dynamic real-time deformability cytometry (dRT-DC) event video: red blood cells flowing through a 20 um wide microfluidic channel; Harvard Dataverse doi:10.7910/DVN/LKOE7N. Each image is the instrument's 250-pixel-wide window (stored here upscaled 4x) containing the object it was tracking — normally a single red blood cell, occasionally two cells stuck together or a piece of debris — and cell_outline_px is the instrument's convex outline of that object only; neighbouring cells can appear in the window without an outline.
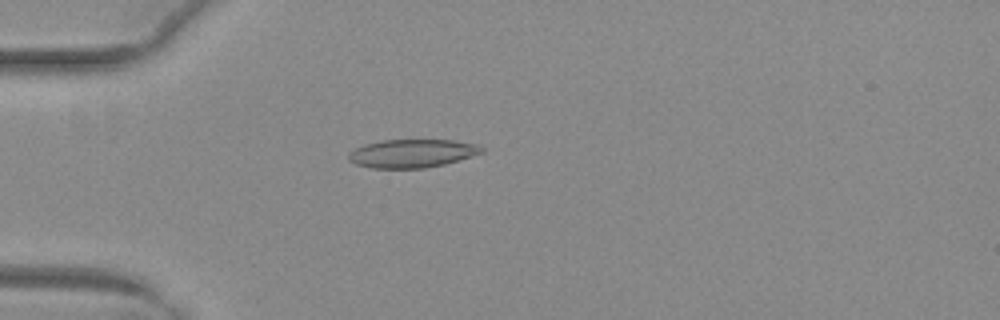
{"species": "common noctule bat (a hibernating species)", "species_latin": "Nyctalus noctula", "temperature_condition": "warm", "stored_images_in_passage": 40, "camera_frame_rate_fps": 3000, "um_per_image_px": 0.085, "animal": {"sex": "female", "body_mass_g": 29.2, "forearm_length_mm": 56.3}, "frame": {"image": 1, "passage_image": 3, "time_ms": 0.667, "image_size_px": [1000, 320], "cell_outline_px": [[484, 152], [444, 164], [424, 168], [372, 168], [356, 164], [348, 160], [348, 152], [364, 144], [380, 140], [452, 140], [476, 144], [484, 148]], "centroid_in_image_um": [34.99, 13.03], "position_along_channel_um": 50.0, "area_um2": 21.91}}
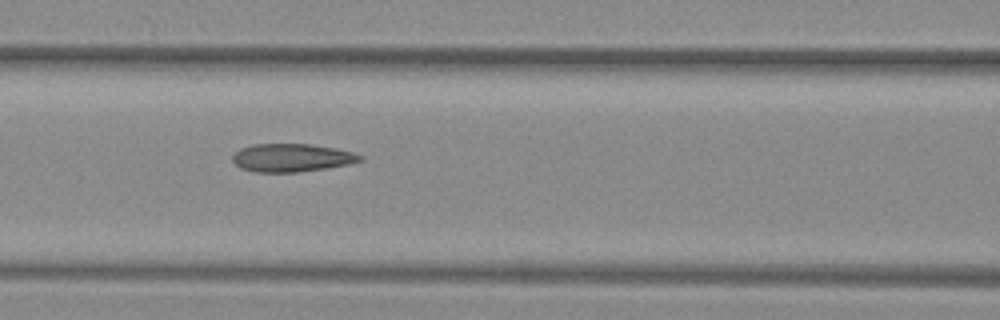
{"frame": {"image": 2, "passage_image": 11, "time_ms": 3.333, "image_size_px": [1000, 320], "cell_outline_px": [[364, 160], [348, 164], [328, 168], [296, 172], [256, 172], [240, 168], [232, 160], [232, 156], [240, 148], [252, 144], [308, 144], [336, 148], [352, 152], [364, 156]], "centroid_in_image_um": [24.8, 13.41], "position_along_channel_um": 141.8, "area_um2": 20.92}}
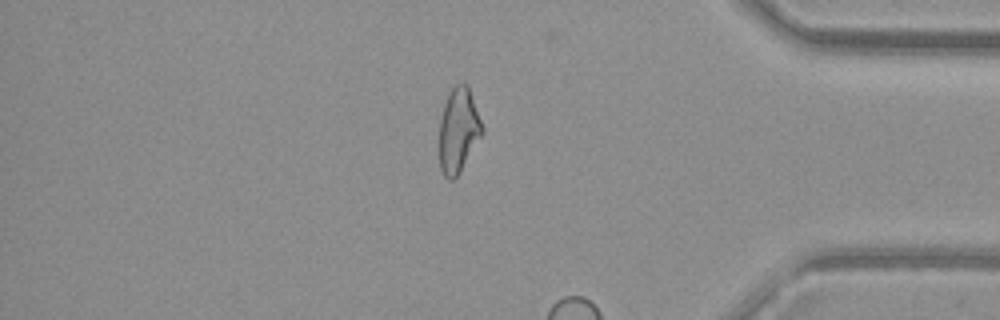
{"frame": {"image": 3, "passage_image": 32, "time_ms": 10.333, "image_size_px": [1000, 320], "cell_outline_px": [[484, 132], [460, 172], [452, 180], [448, 180], [444, 176], [440, 168], [440, 116], [448, 92], [460, 80], [468, 84], [484, 128]], "centroid_in_image_um": [38.98, 11.03], "position_along_channel_um": 396.2, "area_um2": 21.39}, "authors_computed_cell_mechanics": {"area_um2": 21.097, "velocity_mm_per_s": 3.0779, "shape_relaxation_time_tau1_ms": 4.0162, "shape_relaxation_time_tau2_ms": null, "deformation_change_tau1": 0.4575, "deformation_change_tau2": null}}